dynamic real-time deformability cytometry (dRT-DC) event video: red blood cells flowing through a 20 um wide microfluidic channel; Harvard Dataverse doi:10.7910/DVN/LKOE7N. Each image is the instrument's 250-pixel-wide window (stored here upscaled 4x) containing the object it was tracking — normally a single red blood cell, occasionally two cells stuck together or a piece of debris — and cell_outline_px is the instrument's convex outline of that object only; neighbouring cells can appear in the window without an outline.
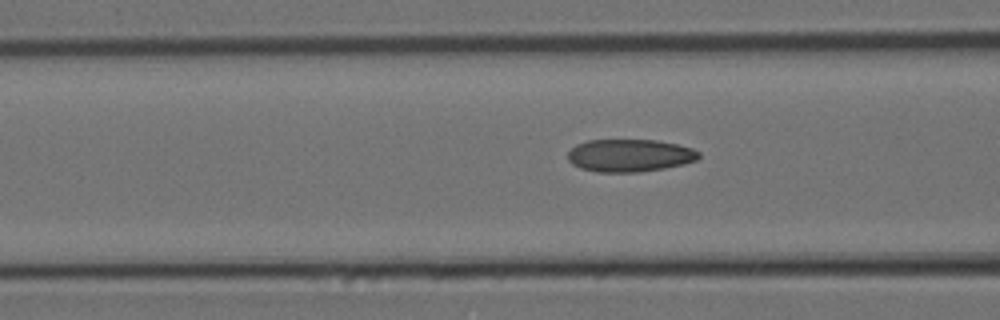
{"species": "Egyptian fruit bat (a non-hibernating species)", "species_latin": "Rousettus aegyptiacus", "temperature_condition": "cold", "stored_images_in_passage": 9, "camera_frame_rate_fps": 3000, "um_per_image_px": 0.085, "animal": {"sex": "female"}, "frame": {"image": 1, "passage_image": 7, "time_ms": 2.0, "image_size_px": [1000, 320], "cell_outline_px": [[700, 156], [696, 160], [684, 164], [664, 168], [640, 172], [596, 172], [580, 168], [572, 164], [568, 160], [568, 152], [576, 144], [588, 140], [656, 140], [676, 144], [692, 148], [700, 152]], "centroid_in_image_um": [53.51, 13.22], "position_along_channel_um": 113.1, "area_um2": 24.97}}